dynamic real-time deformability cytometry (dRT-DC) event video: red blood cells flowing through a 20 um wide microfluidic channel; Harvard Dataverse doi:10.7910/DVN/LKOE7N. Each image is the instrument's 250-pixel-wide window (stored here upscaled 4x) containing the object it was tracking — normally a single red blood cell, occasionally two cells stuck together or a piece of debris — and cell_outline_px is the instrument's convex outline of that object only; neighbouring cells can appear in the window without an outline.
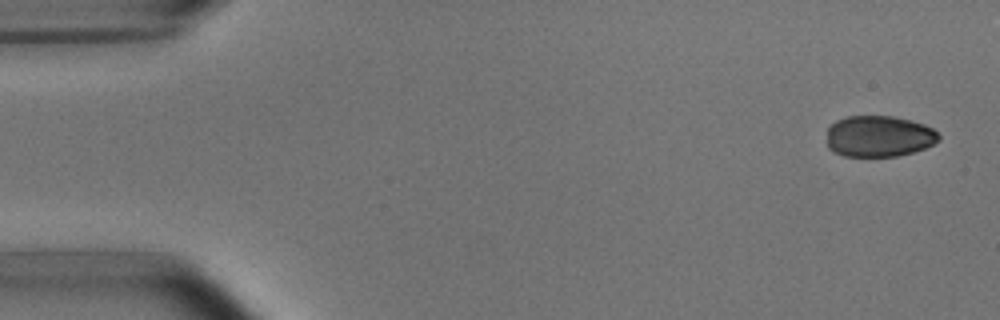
{"species": "common noctule bat (a hibernating species)", "species_latin": "Nyctalus noctula", "temperature_condition": "room temperature", "stored_images_in_passage": 5, "camera_frame_rate_fps": 3000, "um_per_image_px": 0.085, "animal": {"sex": "male", "body_mass_g": 15.6}, "frame": {"image": 1, "passage_image": 1, "time_ms": 0.0, "image_size_px": [1000, 320], "cell_outline_px": [[940, 140], [924, 148], [912, 152], [896, 156], [844, 156], [828, 148], [828, 128], [836, 120], [848, 116], [892, 116], [924, 124], [932, 128], [940, 136]], "centroid_in_image_um": [74.7, 11.58], "position_along_channel_um": 10.3, "area_um2": 26.7}}
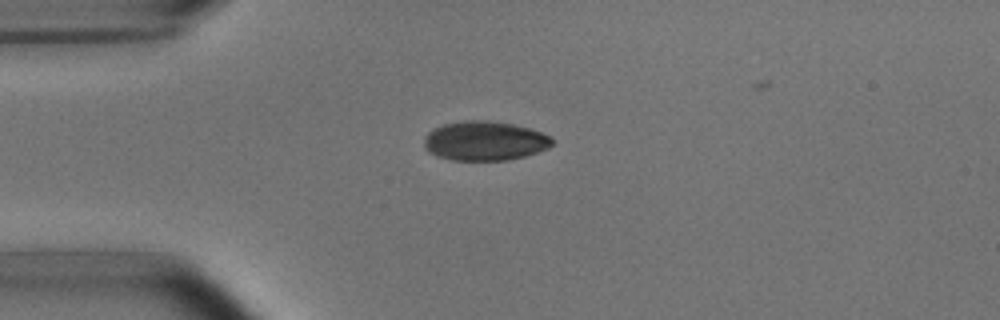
{"frame": {"image": 2, "passage_image": 4, "time_ms": 3.667, "image_size_px": [1000, 320], "cell_outline_px": [[556, 140], [548, 148], [524, 156], [508, 160], [452, 160], [436, 156], [428, 152], [424, 148], [424, 136], [432, 128], [444, 124], [464, 120], [488, 120], [512, 124], [528, 128], [552, 136]], "centroid_in_image_um": [41.18, 11.97], "position_along_channel_um": 43.8, "area_um2": 29.59}}